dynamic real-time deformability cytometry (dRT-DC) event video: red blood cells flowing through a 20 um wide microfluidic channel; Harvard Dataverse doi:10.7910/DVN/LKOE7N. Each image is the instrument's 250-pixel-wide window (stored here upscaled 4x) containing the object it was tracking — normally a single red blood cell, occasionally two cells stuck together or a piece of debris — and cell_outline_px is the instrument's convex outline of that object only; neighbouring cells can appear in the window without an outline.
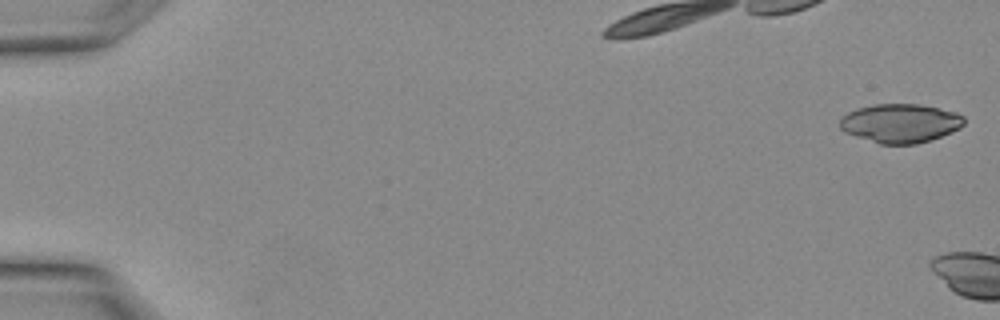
{"species": "Egyptian fruit bat (a non-hibernating species)", "species_latin": "Rousettus aegyptiacus", "temperature_condition": "warm", "stored_images_in_passage": 9, "camera_frame_rate_fps": 3000, "um_per_image_px": 0.085, "animal": {"sex": "female"}, "frame": {"image": 1, "passage_image": 1, "time_ms": 0.0, "image_size_px": [1000, 320], "cell_outline_px": [[964, 124], [960, 128], [952, 132], [916, 144], [880, 144], [844, 132], [840, 128], [840, 116], [856, 108], [872, 104], [920, 104], [940, 108], [956, 112], [964, 116]], "centroid_in_image_um": [76.51, 10.46], "position_along_channel_um": 8.5, "area_um2": 28.26}}